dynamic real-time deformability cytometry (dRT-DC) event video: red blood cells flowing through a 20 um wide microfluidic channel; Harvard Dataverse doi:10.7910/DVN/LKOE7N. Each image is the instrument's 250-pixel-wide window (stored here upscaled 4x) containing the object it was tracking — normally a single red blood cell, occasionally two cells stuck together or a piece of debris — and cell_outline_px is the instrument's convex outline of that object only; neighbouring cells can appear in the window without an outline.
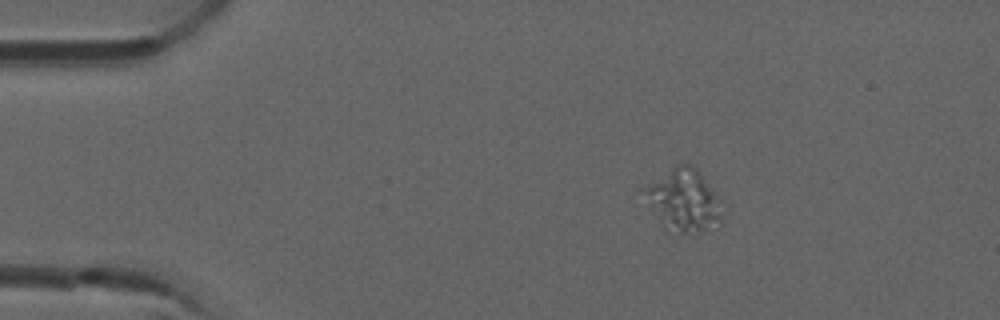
{"species": "common noctule bat (a hibernating species)", "species_latin": "Nyctalus noctula", "temperature_condition": "room temperature", "stored_images_in_passage": 3, "camera_frame_rate_fps": 3000, "um_per_image_px": 0.085, "animal": {"sex": "male", "forearm_length_mm": 52.5}, "frame": {"image": 1, "passage_image": 1, "time_ms": 0.0, "image_size_px": [1000, 320], "cell_outline_px": [[724, 220], [696, 232], [680, 232], [660, 216], [652, 208], [640, 188], [680, 164], [692, 164], [700, 172], [720, 200], [724, 216]], "centroid_in_image_um": [58.18, 16.94], "position_along_channel_um": 26.8, "area_um2": 26.65}}